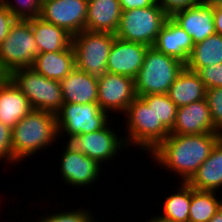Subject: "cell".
Instances as JSON below:
<instances>
[{
  "label": "cell",
  "mask_w": 222,
  "mask_h": 222,
  "mask_svg": "<svg viewBox=\"0 0 222 222\" xmlns=\"http://www.w3.org/2000/svg\"><path fill=\"white\" fill-rule=\"evenodd\" d=\"M221 138L220 133L169 134L148 155L156 167L176 174L178 183L188 182Z\"/></svg>",
  "instance_id": "1"
},
{
  "label": "cell",
  "mask_w": 222,
  "mask_h": 222,
  "mask_svg": "<svg viewBox=\"0 0 222 222\" xmlns=\"http://www.w3.org/2000/svg\"><path fill=\"white\" fill-rule=\"evenodd\" d=\"M122 117L125 119L123 123L126 129L123 127L122 133L127 147H137L141 154L144 152L148 155L170 134L161 121H157L153 110V94L136 97Z\"/></svg>",
  "instance_id": "2"
},
{
  "label": "cell",
  "mask_w": 222,
  "mask_h": 222,
  "mask_svg": "<svg viewBox=\"0 0 222 222\" xmlns=\"http://www.w3.org/2000/svg\"><path fill=\"white\" fill-rule=\"evenodd\" d=\"M12 154L19 162L46 152L58 142L56 115L33 109L12 128ZM32 156V157H31Z\"/></svg>",
  "instance_id": "3"
},
{
  "label": "cell",
  "mask_w": 222,
  "mask_h": 222,
  "mask_svg": "<svg viewBox=\"0 0 222 222\" xmlns=\"http://www.w3.org/2000/svg\"><path fill=\"white\" fill-rule=\"evenodd\" d=\"M112 121L114 120H110L98 131L86 134L58 133L59 144L62 136V141L66 140L63 142L64 147L60 149L64 148L66 151L83 153L102 167L103 165L108 166V163L110 165L124 150L128 153L123 133H120L122 129L120 130L118 126L116 128V124H112L114 123ZM116 131L119 132L117 133ZM65 137L67 139H64Z\"/></svg>",
  "instance_id": "4"
},
{
  "label": "cell",
  "mask_w": 222,
  "mask_h": 222,
  "mask_svg": "<svg viewBox=\"0 0 222 222\" xmlns=\"http://www.w3.org/2000/svg\"><path fill=\"white\" fill-rule=\"evenodd\" d=\"M185 63L149 47L137 77L134 79L137 97L167 94Z\"/></svg>",
  "instance_id": "5"
},
{
  "label": "cell",
  "mask_w": 222,
  "mask_h": 222,
  "mask_svg": "<svg viewBox=\"0 0 222 222\" xmlns=\"http://www.w3.org/2000/svg\"><path fill=\"white\" fill-rule=\"evenodd\" d=\"M9 79L27 97L33 109L56 114L64 103L60 81L48 79L32 67L13 71Z\"/></svg>",
  "instance_id": "6"
},
{
  "label": "cell",
  "mask_w": 222,
  "mask_h": 222,
  "mask_svg": "<svg viewBox=\"0 0 222 222\" xmlns=\"http://www.w3.org/2000/svg\"><path fill=\"white\" fill-rule=\"evenodd\" d=\"M168 17L157 3L146 8L122 11L115 36L127 42L152 47Z\"/></svg>",
  "instance_id": "7"
},
{
  "label": "cell",
  "mask_w": 222,
  "mask_h": 222,
  "mask_svg": "<svg viewBox=\"0 0 222 222\" xmlns=\"http://www.w3.org/2000/svg\"><path fill=\"white\" fill-rule=\"evenodd\" d=\"M39 49L31 27V19L17 20L0 44V68L9 75L34 64Z\"/></svg>",
  "instance_id": "8"
},
{
  "label": "cell",
  "mask_w": 222,
  "mask_h": 222,
  "mask_svg": "<svg viewBox=\"0 0 222 222\" xmlns=\"http://www.w3.org/2000/svg\"><path fill=\"white\" fill-rule=\"evenodd\" d=\"M115 38L113 33L86 29L73 35L75 67L97 77L103 75L107 72V58Z\"/></svg>",
  "instance_id": "9"
},
{
  "label": "cell",
  "mask_w": 222,
  "mask_h": 222,
  "mask_svg": "<svg viewBox=\"0 0 222 222\" xmlns=\"http://www.w3.org/2000/svg\"><path fill=\"white\" fill-rule=\"evenodd\" d=\"M55 115L58 133L75 135L98 131L111 120L98 103H63Z\"/></svg>",
  "instance_id": "10"
},
{
  "label": "cell",
  "mask_w": 222,
  "mask_h": 222,
  "mask_svg": "<svg viewBox=\"0 0 222 222\" xmlns=\"http://www.w3.org/2000/svg\"><path fill=\"white\" fill-rule=\"evenodd\" d=\"M136 97L133 78L109 72L98 76L97 103L111 118L124 115Z\"/></svg>",
  "instance_id": "11"
},
{
  "label": "cell",
  "mask_w": 222,
  "mask_h": 222,
  "mask_svg": "<svg viewBox=\"0 0 222 222\" xmlns=\"http://www.w3.org/2000/svg\"><path fill=\"white\" fill-rule=\"evenodd\" d=\"M63 153L60 154L59 162L60 165L56 166L60 168L59 178L66 185V187L72 186L79 190L80 188H93L96 186L98 180L102 178L101 172L107 168L102 167L99 163L95 162L90 157H87L83 153L70 152L62 150ZM101 175V176H100ZM68 184V185H67ZM94 184V185H93ZM89 186V187H88Z\"/></svg>",
  "instance_id": "12"
},
{
  "label": "cell",
  "mask_w": 222,
  "mask_h": 222,
  "mask_svg": "<svg viewBox=\"0 0 222 222\" xmlns=\"http://www.w3.org/2000/svg\"><path fill=\"white\" fill-rule=\"evenodd\" d=\"M88 0H42L39 17L72 36L85 29Z\"/></svg>",
  "instance_id": "13"
},
{
  "label": "cell",
  "mask_w": 222,
  "mask_h": 222,
  "mask_svg": "<svg viewBox=\"0 0 222 222\" xmlns=\"http://www.w3.org/2000/svg\"><path fill=\"white\" fill-rule=\"evenodd\" d=\"M148 46L115 38L107 58V72L135 79L142 67Z\"/></svg>",
  "instance_id": "14"
},
{
  "label": "cell",
  "mask_w": 222,
  "mask_h": 222,
  "mask_svg": "<svg viewBox=\"0 0 222 222\" xmlns=\"http://www.w3.org/2000/svg\"><path fill=\"white\" fill-rule=\"evenodd\" d=\"M170 17L192 37L194 45L216 34L214 7L196 4L178 10Z\"/></svg>",
  "instance_id": "15"
},
{
  "label": "cell",
  "mask_w": 222,
  "mask_h": 222,
  "mask_svg": "<svg viewBox=\"0 0 222 222\" xmlns=\"http://www.w3.org/2000/svg\"><path fill=\"white\" fill-rule=\"evenodd\" d=\"M203 133H216L206 98L178 107L175 124L170 134L189 135Z\"/></svg>",
  "instance_id": "16"
},
{
  "label": "cell",
  "mask_w": 222,
  "mask_h": 222,
  "mask_svg": "<svg viewBox=\"0 0 222 222\" xmlns=\"http://www.w3.org/2000/svg\"><path fill=\"white\" fill-rule=\"evenodd\" d=\"M193 46L192 37L169 16L152 47L161 53L186 63Z\"/></svg>",
  "instance_id": "17"
},
{
  "label": "cell",
  "mask_w": 222,
  "mask_h": 222,
  "mask_svg": "<svg viewBox=\"0 0 222 222\" xmlns=\"http://www.w3.org/2000/svg\"><path fill=\"white\" fill-rule=\"evenodd\" d=\"M64 103H97L98 77L76 67L60 81Z\"/></svg>",
  "instance_id": "18"
},
{
  "label": "cell",
  "mask_w": 222,
  "mask_h": 222,
  "mask_svg": "<svg viewBox=\"0 0 222 222\" xmlns=\"http://www.w3.org/2000/svg\"><path fill=\"white\" fill-rule=\"evenodd\" d=\"M121 14L119 0H88L85 29L115 34Z\"/></svg>",
  "instance_id": "19"
},
{
  "label": "cell",
  "mask_w": 222,
  "mask_h": 222,
  "mask_svg": "<svg viewBox=\"0 0 222 222\" xmlns=\"http://www.w3.org/2000/svg\"><path fill=\"white\" fill-rule=\"evenodd\" d=\"M187 183L196 190L222 192V138Z\"/></svg>",
  "instance_id": "20"
},
{
  "label": "cell",
  "mask_w": 222,
  "mask_h": 222,
  "mask_svg": "<svg viewBox=\"0 0 222 222\" xmlns=\"http://www.w3.org/2000/svg\"><path fill=\"white\" fill-rule=\"evenodd\" d=\"M32 110L27 97L9 79L0 89V122L13 128Z\"/></svg>",
  "instance_id": "21"
},
{
  "label": "cell",
  "mask_w": 222,
  "mask_h": 222,
  "mask_svg": "<svg viewBox=\"0 0 222 222\" xmlns=\"http://www.w3.org/2000/svg\"><path fill=\"white\" fill-rule=\"evenodd\" d=\"M31 67L48 79L61 81L75 68L72 44L66 50L39 53Z\"/></svg>",
  "instance_id": "22"
},
{
  "label": "cell",
  "mask_w": 222,
  "mask_h": 222,
  "mask_svg": "<svg viewBox=\"0 0 222 222\" xmlns=\"http://www.w3.org/2000/svg\"><path fill=\"white\" fill-rule=\"evenodd\" d=\"M167 94L177 107H183L205 99L206 88L197 72L184 67Z\"/></svg>",
  "instance_id": "23"
},
{
  "label": "cell",
  "mask_w": 222,
  "mask_h": 222,
  "mask_svg": "<svg viewBox=\"0 0 222 222\" xmlns=\"http://www.w3.org/2000/svg\"><path fill=\"white\" fill-rule=\"evenodd\" d=\"M31 27L39 53L66 50L72 44V35L64 28L46 22L40 17L31 19Z\"/></svg>",
  "instance_id": "24"
},
{
  "label": "cell",
  "mask_w": 222,
  "mask_h": 222,
  "mask_svg": "<svg viewBox=\"0 0 222 222\" xmlns=\"http://www.w3.org/2000/svg\"><path fill=\"white\" fill-rule=\"evenodd\" d=\"M222 63V36L214 34L195 44L185 67L197 72L200 68Z\"/></svg>",
  "instance_id": "25"
},
{
  "label": "cell",
  "mask_w": 222,
  "mask_h": 222,
  "mask_svg": "<svg viewBox=\"0 0 222 222\" xmlns=\"http://www.w3.org/2000/svg\"><path fill=\"white\" fill-rule=\"evenodd\" d=\"M221 206L222 196L219 192L200 191L191 187L188 222H209Z\"/></svg>",
  "instance_id": "26"
},
{
  "label": "cell",
  "mask_w": 222,
  "mask_h": 222,
  "mask_svg": "<svg viewBox=\"0 0 222 222\" xmlns=\"http://www.w3.org/2000/svg\"><path fill=\"white\" fill-rule=\"evenodd\" d=\"M177 185L175 192L164 197L160 215L178 222H188L191 204V186L187 182Z\"/></svg>",
  "instance_id": "27"
},
{
  "label": "cell",
  "mask_w": 222,
  "mask_h": 222,
  "mask_svg": "<svg viewBox=\"0 0 222 222\" xmlns=\"http://www.w3.org/2000/svg\"><path fill=\"white\" fill-rule=\"evenodd\" d=\"M62 211V212H61ZM89 210V208L85 209L84 208H77V209H62L60 210L59 212L58 211H55L53 213H45V214H42V215H38L40 216L37 217L38 219L37 220H34L33 222H100L98 221V219H96V214H95V217H94V213Z\"/></svg>",
  "instance_id": "28"
},
{
  "label": "cell",
  "mask_w": 222,
  "mask_h": 222,
  "mask_svg": "<svg viewBox=\"0 0 222 222\" xmlns=\"http://www.w3.org/2000/svg\"><path fill=\"white\" fill-rule=\"evenodd\" d=\"M177 108L168 94H153V110L157 121H161L169 131L174 127Z\"/></svg>",
  "instance_id": "29"
},
{
  "label": "cell",
  "mask_w": 222,
  "mask_h": 222,
  "mask_svg": "<svg viewBox=\"0 0 222 222\" xmlns=\"http://www.w3.org/2000/svg\"><path fill=\"white\" fill-rule=\"evenodd\" d=\"M2 3L18 20H29L39 17L42 0H2Z\"/></svg>",
  "instance_id": "30"
},
{
  "label": "cell",
  "mask_w": 222,
  "mask_h": 222,
  "mask_svg": "<svg viewBox=\"0 0 222 222\" xmlns=\"http://www.w3.org/2000/svg\"><path fill=\"white\" fill-rule=\"evenodd\" d=\"M205 98L210 108L215 132L222 135V87L206 89Z\"/></svg>",
  "instance_id": "31"
},
{
  "label": "cell",
  "mask_w": 222,
  "mask_h": 222,
  "mask_svg": "<svg viewBox=\"0 0 222 222\" xmlns=\"http://www.w3.org/2000/svg\"><path fill=\"white\" fill-rule=\"evenodd\" d=\"M12 128L0 122V161L8 165H16L19 162L12 154ZM11 163V164H10Z\"/></svg>",
  "instance_id": "32"
},
{
  "label": "cell",
  "mask_w": 222,
  "mask_h": 222,
  "mask_svg": "<svg viewBox=\"0 0 222 222\" xmlns=\"http://www.w3.org/2000/svg\"><path fill=\"white\" fill-rule=\"evenodd\" d=\"M197 73L206 89L222 87V63L200 68Z\"/></svg>",
  "instance_id": "33"
},
{
  "label": "cell",
  "mask_w": 222,
  "mask_h": 222,
  "mask_svg": "<svg viewBox=\"0 0 222 222\" xmlns=\"http://www.w3.org/2000/svg\"><path fill=\"white\" fill-rule=\"evenodd\" d=\"M18 19L6 8V6L0 4V44L7 37L9 30L15 24Z\"/></svg>",
  "instance_id": "34"
},
{
  "label": "cell",
  "mask_w": 222,
  "mask_h": 222,
  "mask_svg": "<svg viewBox=\"0 0 222 222\" xmlns=\"http://www.w3.org/2000/svg\"><path fill=\"white\" fill-rule=\"evenodd\" d=\"M156 2L169 16L178 10L198 4V0H156Z\"/></svg>",
  "instance_id": "35"
},
{
  "label": "cell",
  "mask_w": 222,
  "mask_h": 222,
  "mask_svg": "<svg viewBox=\"0 0 222 222\" xmlns=\"http://www.w3.org/2000/svg\"><path fill=\"white\" fill-rule=\"evenodd\" d=\"M122 11L146 8L156 4V0H119Z\"/></svg>",
  "instance_id": "36"
},
{
  "label": "cell",
  "mask_w": 222,
  "mask_h": 222,
  "mask_svg": "<svg viewBox=\"0 0 222 222\" xmlns=\"http://www.w3.org/2000/svg\"><path fill=\"white\" fill-rule=\"evenodd\" d=\"M214 25L216 34L222 36V4L214 6Z\"/></svg>",
  "instance_id": "37"
},
{
  "label": "cell",
  "mask_w": 222,
  "mask_h": 222,
  "mask_svg": "<svg viewBox=\"0 0 222 222\" xmlns=\"http://www.w3.org/2000/svg\"><path fill=\"white\" fill-rule=\"evenodd\" d=\"M145 220H146L145 222H178V221H175L173 219H169V218H166L164 216H161L159 214L156 215V216L152 215V216H150V218L145 217Z\"/></svg>",
  "instance_id": "38"
},
{
  "label": "cell",
  "mask_w": 222,
  "mask_h": 222,
  "mask_svg": "<svg viewBox=\"0 0 222 222\" xmlns=\"http://www.w3.org/2000/svg\"><path fill=\"white\" fill-rule=\"evenodd\" d=\"M198 4L214 7L222 4V0H198Z\"/></svg>",
  "instance_id": "39"
},
{
  "label": "cell",
  "mask_w": 222,
  "mask_h": 222,
  "mask_svg": "<svg viewBox=\"0 0 222 222\" xmlns=\"http://www.w3.org/2000/svg\"><path fill=\"white\" fill-rule=\"evenodd\" d=\"M9 80V74L0 68V89Z\"/></svg>",
  "instance_id": "40"
},
{
  "label": "cell",
  "mask_w": 222,
  "mask_h": 222,
  "mask_svg": "<svg viewBox=\"0 0 222 222\" xmlns=\"http://www.w3.org/2000/svg\"><path fill=\"white\" fill-rule=\"evenodd\" d=\"M209 222H222V206H221V208L216 212V214L210 219Z\"/></svg>",
  "instance_id": "41"
}]
</instances>
